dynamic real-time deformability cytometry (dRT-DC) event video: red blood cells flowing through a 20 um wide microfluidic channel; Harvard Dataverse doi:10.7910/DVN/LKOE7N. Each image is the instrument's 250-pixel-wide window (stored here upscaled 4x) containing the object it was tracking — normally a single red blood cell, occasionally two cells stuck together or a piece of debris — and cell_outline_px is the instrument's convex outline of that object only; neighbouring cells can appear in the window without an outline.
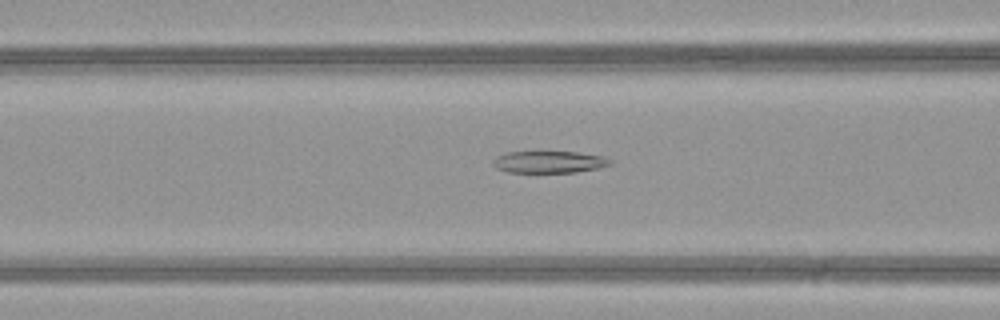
{"species": "common noctule bat (a hibernating species)", "species_latin": "Nyctalus noctula", "temperature_condition": "warm", "stored_images_in_passage": 32, "camera_frame_rate_fps": 3000, "um_per_image_px": 0.085, "animal": {"sex": "female", "body_mass_g": 21.9}, "frame": {"image": 1, "passage_image": 4, "time_ms": 1.0, "image_size_px": [1000, 320], "cell_outline_px": [[612, 164], [596, 168], [576, 172], [508, 172], [496, 168], [492, 164], [492, 160], [496, 156], [508, 152], [576, 152], [604, 156], [612, 160]], "centroid_in_image_um": [46.66, 13.76], "position_along_channel_um": 119.9, "area_um2": 14.91}}
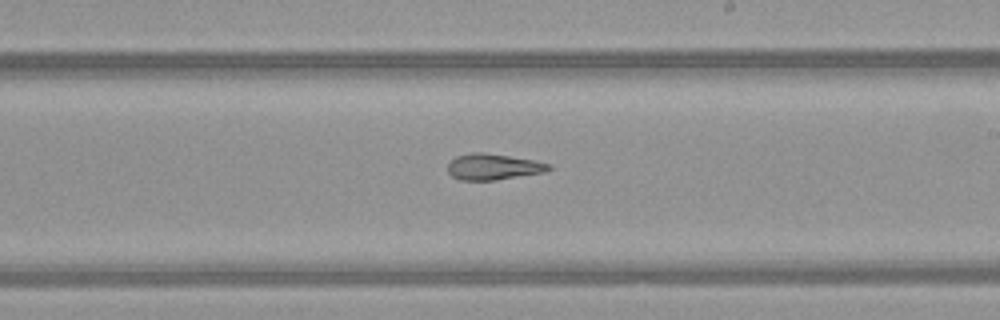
{"frame": {"image": 2, "passage_image": 13, "time_ms": 4.0, "image_size_px": [1000, 320], "cell_outline_px": [[552, 168], [544, 172], [496, 180], [460, 180], [452, 176], [448, 172], [448, 164], [456, 156], [472, 152], [484, 152], [532, 160], [552, 164]], "centroid_in_image_um": [41.91, 14.18], "position_along_channel_um": 247.1, "area_um2": 15.26}}
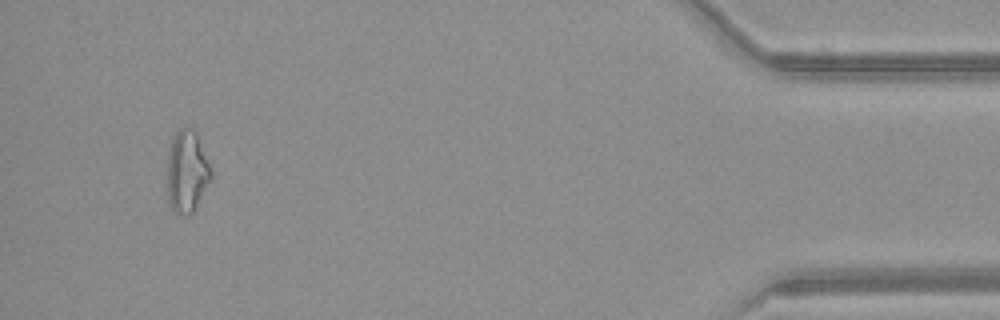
{"frame": {"image": 3, "passage_image": 30, "time_ms": 9.667, "image_size_px": [1000, 320], "cell_outline_px": [[212, 176], [196, 208], [188, 216], [180, 216], [168, 204], [168, 152], [172, 140], [176, 132], [184, 124], [192, 128], [196, 132], [212, 172]], "centroid_in_image_um": [15.88, 14.58], "position_along_channel_um": 419.3, "area_um2": 20.98}}